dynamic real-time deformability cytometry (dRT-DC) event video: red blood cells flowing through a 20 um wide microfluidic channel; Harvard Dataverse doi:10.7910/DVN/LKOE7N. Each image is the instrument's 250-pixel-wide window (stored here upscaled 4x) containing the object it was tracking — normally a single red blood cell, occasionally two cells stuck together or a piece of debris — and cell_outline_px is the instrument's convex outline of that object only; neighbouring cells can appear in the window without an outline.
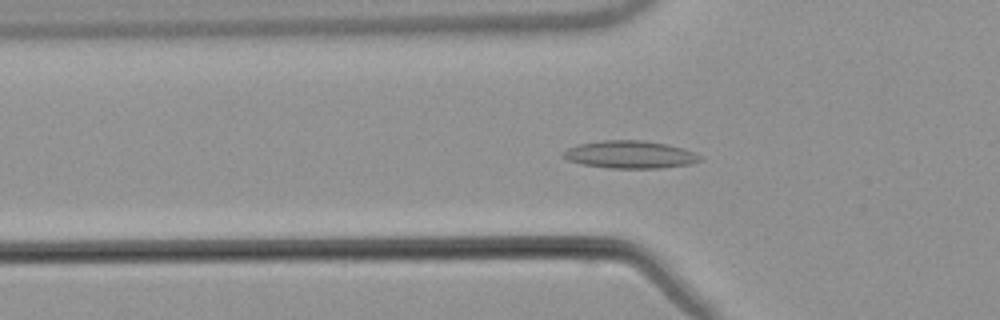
{"species": "common noctule bat (a hibernating species)", "species_latin": "Nyctalus noctula", "temperature_condition": "warm", "stored_images_in_passage": 54, "camera_frame_rate_fps": 3000, "um_per_image_px": 0.085, "animal": {"sex": "male", "body_mass_g": 21.5, "forearm_length_mm": 52.0}, "frame": {"image": 1, "passage_image": 18, "time_ms": 5.667, "image_size_px": [1000, 320], "cell_outline_px": [[704, 160], [692, 164], [660, 168], [608, 168], [580, 164], [568, 160], [560, 156], [560, 152], [568, 148], [580, 144], [600, 140], [644, 140], [684, 148], [704, 156]], "centroid_in_image_um": [53.56, 13.14], "position_along_channel_um": 72.2, "area_um2": 22.37}}
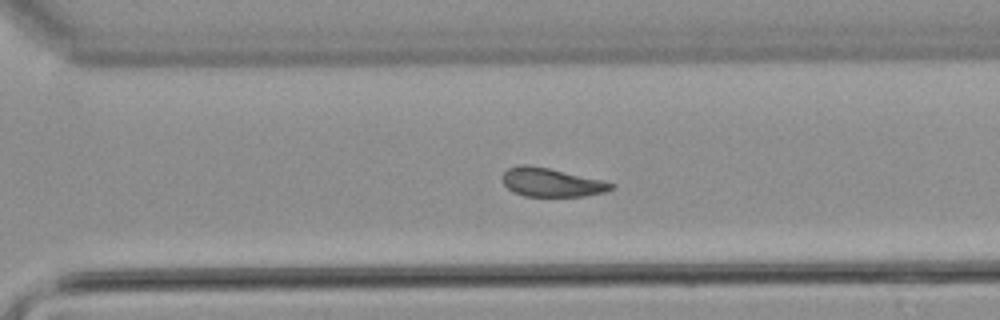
{"frame": {"image": 2, "passage_image": 38, "time_ms": 12.333, "image_size_px": [1000, 320], "cell_outline_px": [[616, 184], [612, 188], [604, 192], [584, 196], [524, 196], [512, 192], [504, 184], [500, 176], [508, 168], [516, 164], [528, 164], [548, 168], [600, 180]], "centroid_in_image_um": [46.79, 15.49], "position_along_channel_um": 323.8, "area_um2": 18.09}}
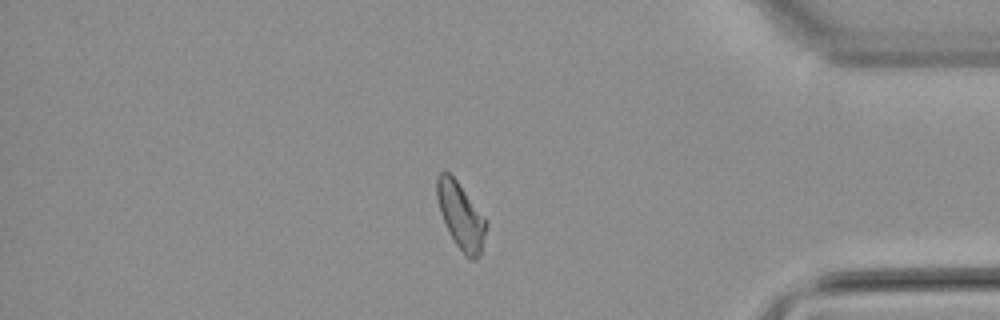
{"frame": {"image": 3, "passage_image": 46, "time_ms": 15.0, "image_size_px": [1000, 320], "cell_outline_px": [[488, 224], [480, 256], [476, 260], [468, 260], [464, 256], [456, 244], [440, 212], [436, 196], [436, 176], [440, 172], [448, 172], [456, 180]], "centroid_in_image_um": [39.16, 18.39], "position_along_channel_um": 396.0, "area_um2": 18.67}, "authors_computed_cell_mechanics": {"area_um2": 19.1896, "velocity_mm_per_s": 3.7795, "shape_relaxation_time_tau1_ms": null, "shape_relaxation_time_tau2_ms": 7.7315, "deformation_change_tau1": null, "deformation_change_tau2": 0.1527}}